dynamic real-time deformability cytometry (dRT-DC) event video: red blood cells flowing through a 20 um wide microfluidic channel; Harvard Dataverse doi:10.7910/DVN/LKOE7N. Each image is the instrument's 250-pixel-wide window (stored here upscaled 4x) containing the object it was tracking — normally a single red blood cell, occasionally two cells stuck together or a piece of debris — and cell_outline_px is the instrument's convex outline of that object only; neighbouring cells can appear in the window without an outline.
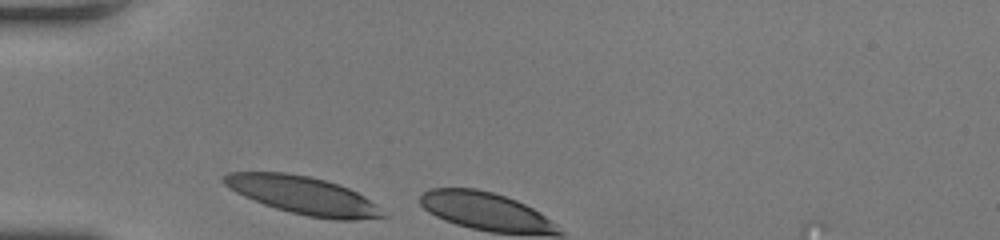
{"species": "human", "species_latin": "Homo sapiens", "temperature_condition": "room temperature", "stored_images_in_passage": 2, "camera_frame_rate_fps": 3000, "um_per_image_px": 0.085, "donor": {"sex": "female"}, "frame": {"image": 1, "passage_image": 1, "time_ms": 0.0, "image_size_px": [1000, 240], "cell_outline_px": [[388, 216], [352, 220], [336, 220], [308, 216], [276, 208], [264, 204], [244, 196], [228, 188], [220, 180], [220, 176], [228, 172], [284, 172], [308, 176], [324, 180], [348, 188], [364, 196], [376, 204]], "centroid_in_image_um": [25.72, 16.59], "position_along_channel_um": 59.3, "area_um2": 34.8}}